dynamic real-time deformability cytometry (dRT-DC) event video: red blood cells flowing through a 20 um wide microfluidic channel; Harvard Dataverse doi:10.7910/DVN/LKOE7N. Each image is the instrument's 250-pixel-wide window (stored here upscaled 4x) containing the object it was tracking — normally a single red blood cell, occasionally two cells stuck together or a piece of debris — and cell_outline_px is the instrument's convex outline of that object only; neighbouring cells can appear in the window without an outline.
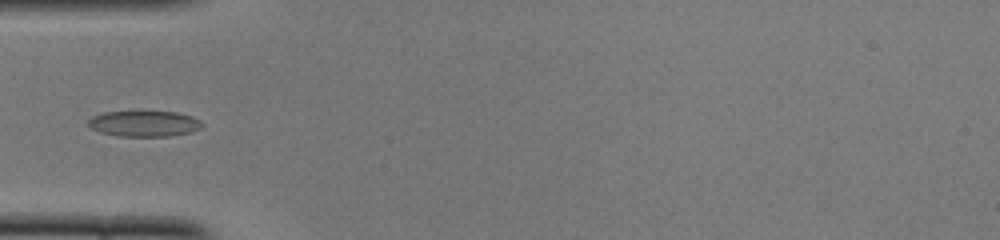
{"species": "common noctule bat (a hibernating species)", "species_latin": "Nyctalus noctula", "temperature_condition": "cold", "stored_images_in_passage": 35, "camera_frame_rate_fps": 3000, "um_per_image_px": 0.085, "animal": {"sex": "female", "body_mass_g": 22.0, "forearm_length_mm": 56.7}, "frame": {"image": 1, "passage_image": 1, "time_ms": 0.0, "image_size_px": [1000, 240], "cell_outline_px": [[204, 124], [200, 128], [192, 132], [172, 136], [116, 136], [100, 132], [92, 128], [88, 124], [88, 120], [92, 116], [104, 112], [140, 108], [176, 112], [192, 116], [200, 120]], "centroid_in_image_um": [12.26, 10.45], "position_along_channel_um": 72.7, "area_um2": 18.15}}
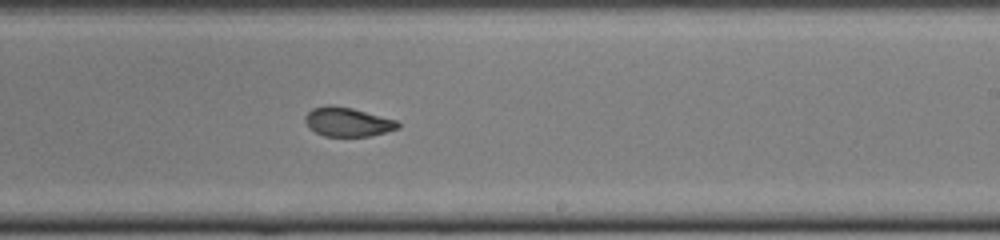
{"frame": {"image": 2, "passage_image": 15, "time_ms": 4.667, "image_size_px": [1000, 240], "cell_outline_px": [[400, 128], [368, 136], [324, 136], [308, 128], [304, 120], [304, 116], [312, 108], [328, 104], [332, 104], [352, 108], [396, 120], [400, 124]], "centroid_in_image_um": [29.5, 10.35], "position_along_channel_um": 259.5, "area_um2": 15.78}}
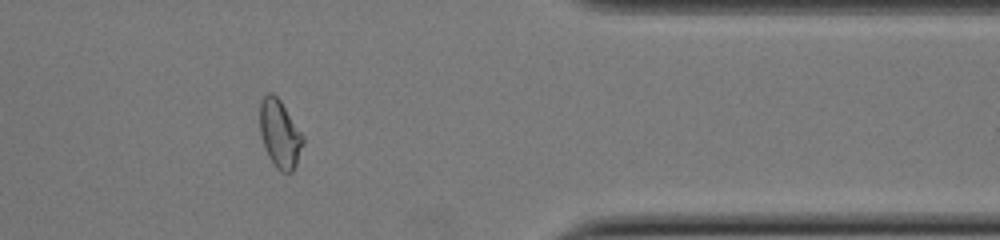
{"frame": {"image": 3, "passage_image": 26, "time_ms": 8.333, "image_size_px": [1000, 240], "cell_outline_px": [[304, 144], [296, 164], [292, 172], [280, 172], [276, 168], [268, 156], [264, 148], [260, 132], [260, 104], [264, 96], [268, 92], [272, 92], [280, 100], [304, 136]], "centroid_in_image_um": [23.78, 11.39], "position_along_channel_um": 387.6, "area_um2": 17.11}}